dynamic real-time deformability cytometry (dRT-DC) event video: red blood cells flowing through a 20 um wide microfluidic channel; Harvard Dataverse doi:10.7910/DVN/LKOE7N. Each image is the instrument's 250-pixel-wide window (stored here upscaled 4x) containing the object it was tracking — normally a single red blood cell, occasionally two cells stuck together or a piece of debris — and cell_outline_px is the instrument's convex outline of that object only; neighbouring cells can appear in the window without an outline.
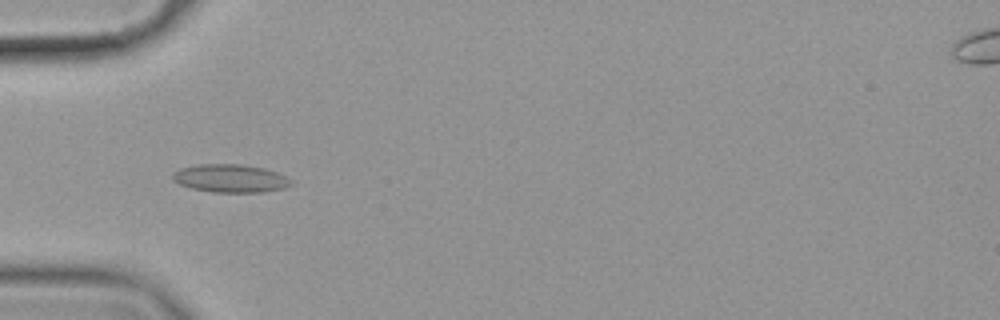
{"species": "common noctule bat (a hibernating species)", "species_latin": "Nyctalus noctula", "temperature_condition": "cold", "stored_images_in_passage": 48, "camera_frame_rate_fps": 3000, "um_per_image_px": 0.085, "animal": {"sex": "female", "body_mass_g": 19.9}, "frame": {"image": 1, "passage_image": 9, "time_ms": 2.667, "image_size_px": [1000, 320], "cell_outline_px": [[292, 184], [284, 188], [264, 192], [212, 192], [192, 188], [180, 184], [172, 180], [172, 172], [180, 168], [196, 164], [240, 164], [264, 168], [276, 172], [292, 180]], "centroid_in_image_um": [19.56, 15.15], "position_along_channel_um": 65.4, "area_um2": 19.42}}
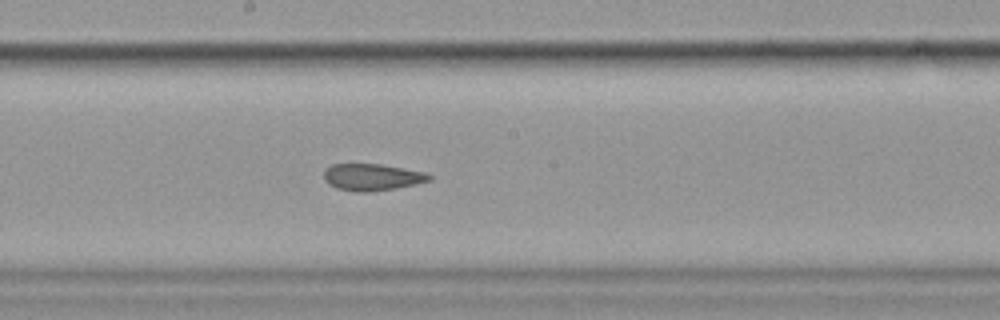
{"frame": {"image": 2, "passage_image": 22, "time_ms": 7.0, "image_size_px": [1000, 320], "cell_outline_px": [[432, 180], [416, 184], [396, 188], [368, 192], [360, 192], [336, 188], [328, 184], [324, 180], [324, 168], [332, 164], [380, 164], [424, 172], [432, 176]], "centroid_in_image_um": [31.6, 15.05], "position_along_channel_um": 216.6, "area_um2": 16.47}}
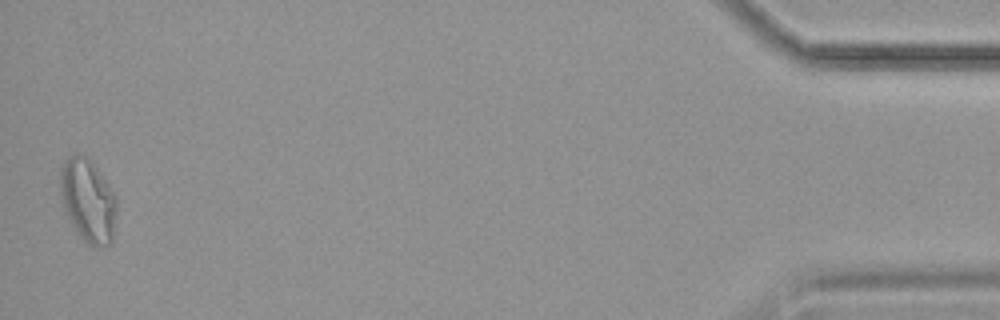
{"frame": {"image": 3, "passage_image": 47, "time_ms": 15.333, "image_size_px": [1000, 320], "cell_outline_px": [[116, 212], [112, 244], [100, 248], [96, 248], [88, 244], [80, 236], [72, 224], [64, 208], [60, 192], [60, 168], [64, 160], [68, 156], [76, 152], [92, 160], [116, 196]], "centroid_in_image_um": [7.48, 17.03], "position_along_channel_um": 427.7, "area_um2": 27.63}, "authors_computed_cell_mechanics": {"area_um2": 18.4382, "velocity_mm_per_s": 3.5295, "shape_relaxation_time_tau1_ms": null, "shape_relaxation_time_tau2_ms": 2.2529, "deformation_change_tau1": null, "deformation_change_tau2": 0.0855}}